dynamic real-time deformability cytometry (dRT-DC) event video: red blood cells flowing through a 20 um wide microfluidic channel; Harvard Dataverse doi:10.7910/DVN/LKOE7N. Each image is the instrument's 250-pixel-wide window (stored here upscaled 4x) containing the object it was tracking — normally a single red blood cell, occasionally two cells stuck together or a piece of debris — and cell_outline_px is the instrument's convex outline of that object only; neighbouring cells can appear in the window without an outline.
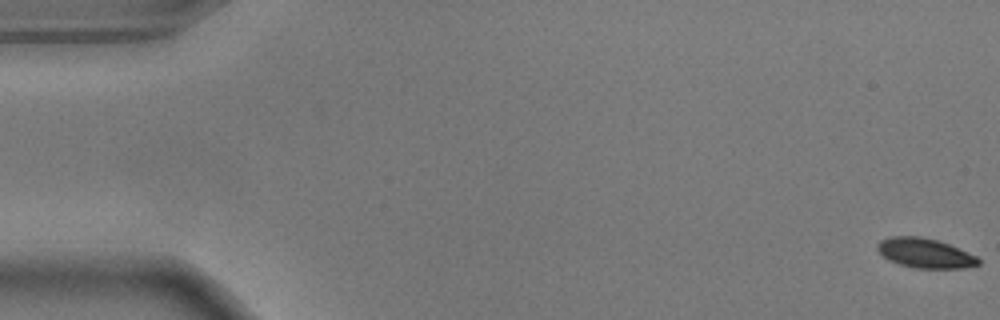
{"species": "common noctule bat (a hibernating species)", "species_latin": "Nyctalus noctula", "temperature_condition": "warm", "stored_images_in_passage": 12, "camera_frame_rate_fps": 3000, "um_per_image_px": 0.085, "animal": {"sex": "male", "body_mass_g": 17.9}, "frame": {"image": 1, "passage_image": 1, "time_ms": 0.0, "image_size_px": [1000, 320], "cell_outline_px": [[980, 264], [964, 268], [916, 268], [900, 264], [888, 260], [876, 248], [876, 244], [880, 240], [888, 236], [920, 236], [936, 240], [948, 244], [976, 256], [980, 260]], "centroid_in_image_um": [78.59, 21.51], "position_along_channel_um": 6.4, "area_um2": 17.34}}